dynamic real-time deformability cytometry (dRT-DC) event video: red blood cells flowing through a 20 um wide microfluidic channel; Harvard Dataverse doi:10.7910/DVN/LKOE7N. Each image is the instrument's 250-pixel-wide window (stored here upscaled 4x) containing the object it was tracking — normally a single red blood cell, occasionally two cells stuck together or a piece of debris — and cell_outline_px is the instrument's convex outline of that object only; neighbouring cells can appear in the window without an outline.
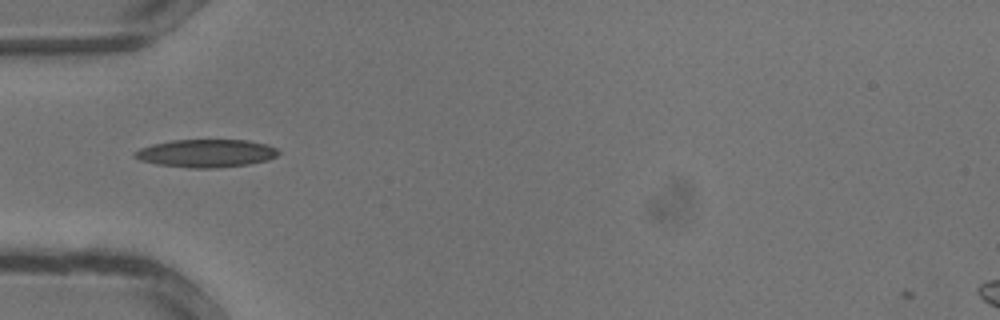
{"species": "common noctule bat (a hibernating species)", "species_latin": "Nyctalus noctula", "temperature_condition": "warm", "stored_images_in_passage": 13, "camera_frame_rate_fps": 3000, "um_per_image_px": 0.085, "animal": {"sex": "male", "body_mass_g": 13.3}, "frame": {"image": 1, "passage_image": 1, "time_ms": 0.0, "image_size_px": [1000, 320], "cell_outline_px": [[280, 152], [276, 156], [268, 160], [248, 164], [212, 168], [188, 168], [156, 164], [140, 160], [132, 156], [132, 152], [140, 148], [152, 144], [172, 140], [248, 140], [268, 144], [276, 148]], "centroid_in_image_um": [17.5, 13.02], "position_along_channel_um": 67.5, "area_um2": 23.52}}
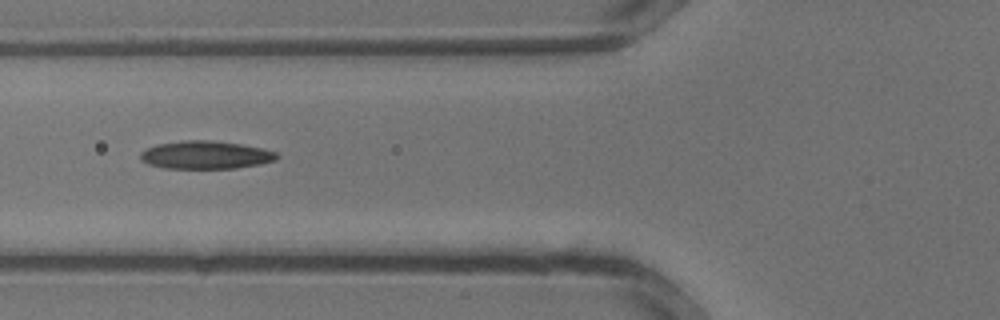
{"frame": {"image": 2, "passage_image": 3, "time_ms": 0.667, "image_size_px": [1000, 320], "cell_outline_px": [[280, 156], [276, 160], [260, 164], [236, 168], [164, 168], [148, 164], [140, 160], [140, 152], [144, 148], [156, 144], [184, 140], [212, 140], [240, 144], [264, 148], [276, 152]], "centroid_in_image_um": [17.46, 13.16], "position_along_channel_um": 108.3, "area_um2": 22.48}}
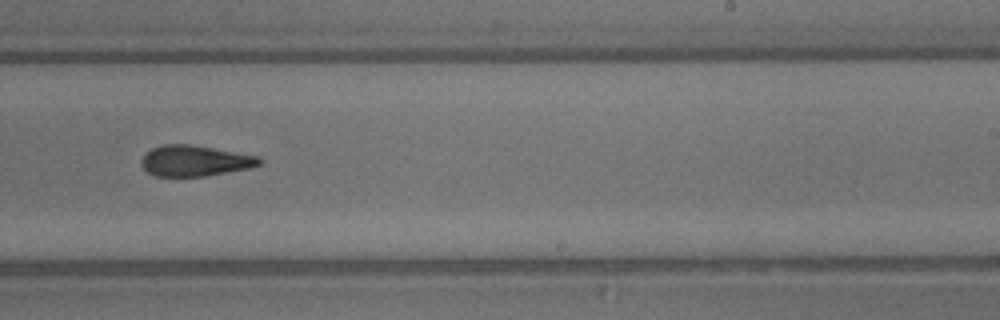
{"frame": {"image": 3, "passage_image": 11, "time_ms": 3.333, "image_size_px": [1000, 320], "cell_outline_px": [[264, 160], [260, 164], [248, 168], [204, 176], [156, 176], [148, 172], [144, 168], [140, 160], [144, 152], [152, 148], [164, 144], [192, 144], [256, 156]], "centroid_in_image_um": [16.51, 13.65], "position_along_channel_um": 272.5, "area_um2": 21.04}}